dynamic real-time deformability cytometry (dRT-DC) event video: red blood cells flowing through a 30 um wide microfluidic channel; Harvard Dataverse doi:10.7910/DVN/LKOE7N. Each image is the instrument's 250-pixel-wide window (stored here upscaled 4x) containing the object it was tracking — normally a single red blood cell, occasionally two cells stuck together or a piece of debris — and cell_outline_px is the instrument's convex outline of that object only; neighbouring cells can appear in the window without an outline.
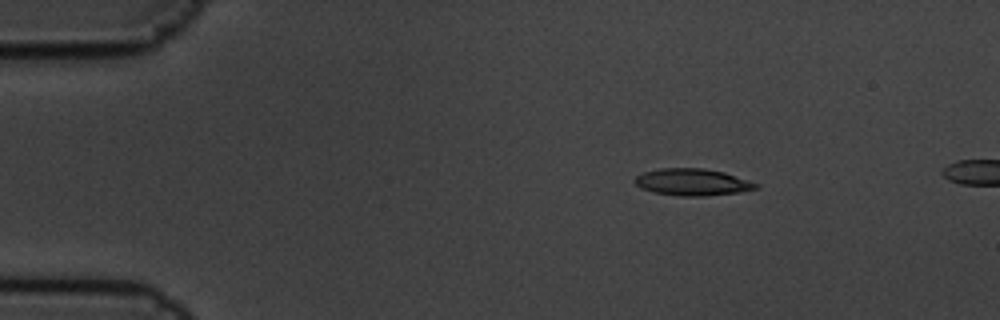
{"species": "common noctule bat (a hibernating species)", "species_latin": "Nyctalus noctula", "temperature_condition": "cold", "stored_images_in_passage": 4, "camera_frame_rate_fps": 3000, "um_per_image_px": 0.085, "animal": {"sex": "male", "body_mass_g": 19.5, "forearm_length_mm": 54.6}, "frame": {"image": 1, "passage_image": 2, "time_ms": 0.333, "image_size_px": [1000, 320], "cell_outline_px": [[760, 184], [756, 188], [740, 192], [704, 196], [680, 196], [656, 192], [640, 188], [632, 180], [636, 176], [644, 172], [660, 168], [704, 168], [724, 172]], "centroid_in_image_um": [58.84, 15.47], "position_along_channel_um": 26.2, "area_um2": 18.9}}